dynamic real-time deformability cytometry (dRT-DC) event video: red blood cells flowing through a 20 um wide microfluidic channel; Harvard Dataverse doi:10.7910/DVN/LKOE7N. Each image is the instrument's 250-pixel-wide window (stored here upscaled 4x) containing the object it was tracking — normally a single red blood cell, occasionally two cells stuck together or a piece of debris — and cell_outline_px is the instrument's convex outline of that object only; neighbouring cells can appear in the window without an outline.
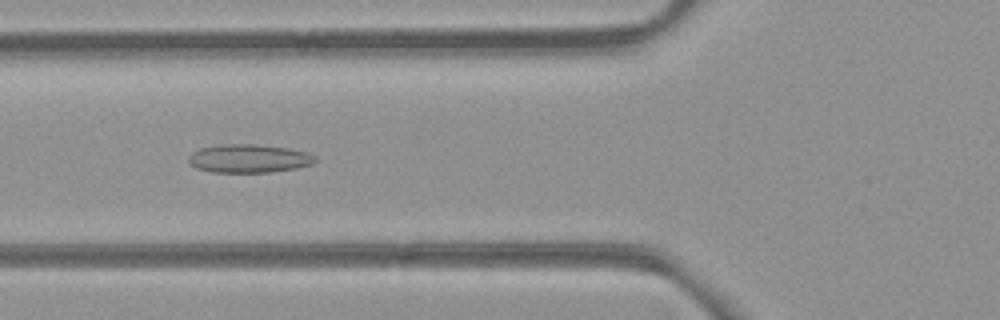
{"species": "common noctule bat (a hibernating species)", "species_latin": "Nyctalus noctula", "temperature_condition": "room temperature", "stored_images_in_passage": 52, "camera_frame_rate_fps": 3000, "um_per_image_px": 0.085, "animal": {"sex": "female", "body_mass_g": 21.9}, "frame": {"image": 1, "passage_image": 19, "time_ms": 6.0, "image_size_px": [1000, 320], "cell_outline_px": [[316, 160], [312, 164], [296, 168], [272, 172], [212, 172], [196, 168], [188, 160], [188, 156], [192, 152], [200, 148], [220, 144], [256, 144], [288, 148], [308, 152], [316, 156]], "centroid_in_image_um": [21.16, 13.46], "position_along_channel_um": 104.6, "area_um2": 21.04}}
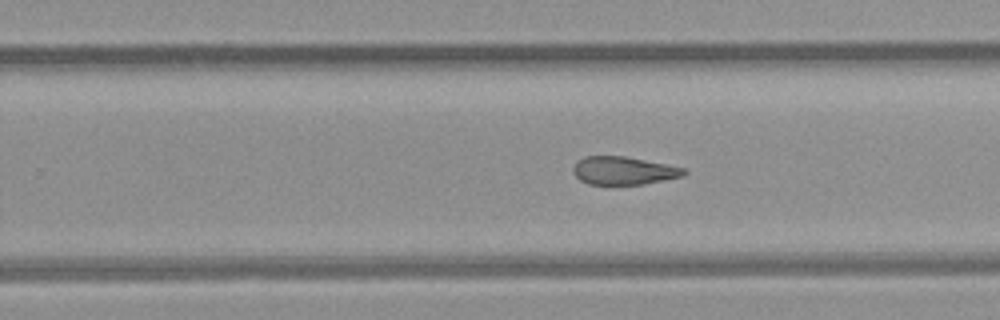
{"frame": {"image": 2, "passage_image": 32, "time_ms": 10.333, "image_size_px": [1000, 320], "cell_outline_px": [[688, 172], [684, 176], [644, 184], [588, 184], [580, 180], [572, 172], [572, 168], [576, 160], [584, 156], [624, 156], [684, 168]], "centroid_in_image_um": [52.96, 14.5], "position_along_channel_um": 276.8, "area_um2": 18.09}}
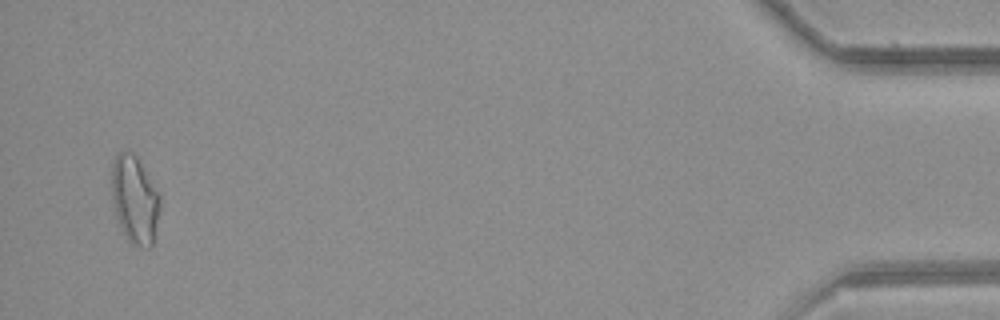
{"frame": {"image": 3, "passage_image": 50, "time_ms": 16.333, "image_size_px": [1000, 320], "cell_outline_px": [[160, 208], [156, 240], [148, 248], [132, 244], [128, 240], [116, 216], [112, 200], [112, 160], [120, 152], [132, 152], [136, 156], [160, 196]], "centroid_in_image_um": [11.47, 17.01], "position_along_channel_um": 423.7, "area_um2": 24.62}, "authors_computed_cell_mechanics": {"area_um2": 20.5479, "velocity_mm_per_s": 3.9627, "shape_relaxation_time_tau1_ms": null, "shape_relaxation_time_tau2_ms": 4.9949, "deformation_change_tau1": null, "deformation_change_tau2": 0.132}}